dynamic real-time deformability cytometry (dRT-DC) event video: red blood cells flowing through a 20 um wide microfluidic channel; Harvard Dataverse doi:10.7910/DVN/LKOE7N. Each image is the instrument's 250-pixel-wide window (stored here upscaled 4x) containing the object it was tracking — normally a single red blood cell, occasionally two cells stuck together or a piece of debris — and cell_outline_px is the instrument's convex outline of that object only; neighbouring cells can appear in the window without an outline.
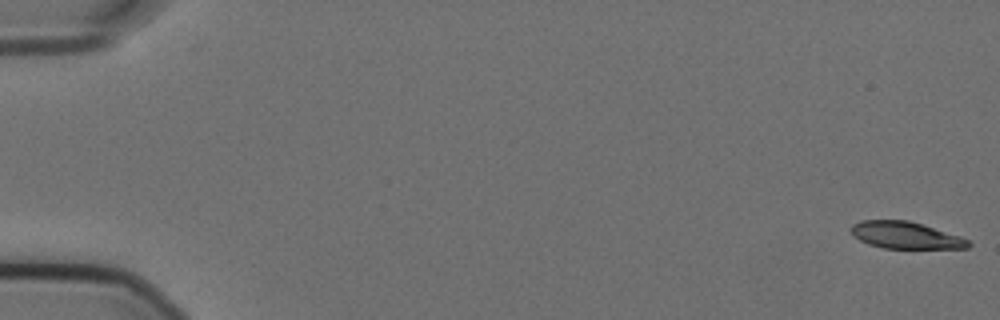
{"species": "Egyptian fruit bat (a non-hibernating species)", "species_latin": "Rousettus aegyptiacus", "temperature_condition": "cold", "stored_images_in_passage": 57, "camera_frame_rate_fps": 3000, "um_per_image_px": 0.085, "animal": {"sex": "female"}, "frame": {"image": 1, "passage_image": 1, "time_ms": 0.0, "image_size_px": [1000, 320], "cell_outline_px": [[972, 244], [968, 248], [884, 248], [868, 244], [860, 240], [848, 228], [852, 224], [860, 220], [908, 220], [960, 236], [968, 240]], "centroid_in_image_um": [76.95, 19.99], "position_along_channel_um": 8.0, "area_um2": 18.26}}
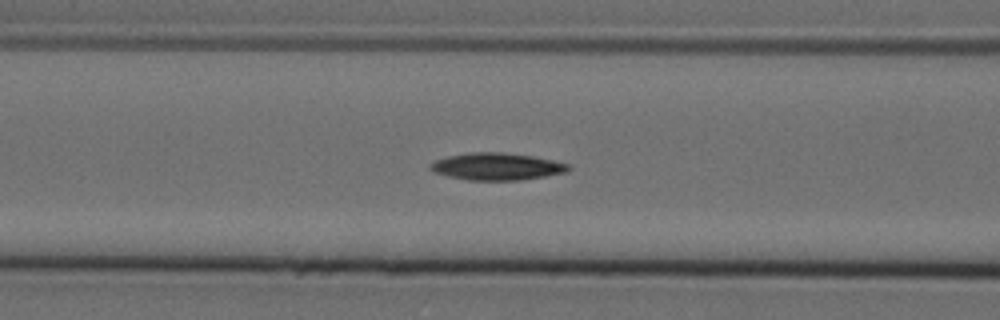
{"frame": {"image": 2, "passage_image": 24, "time_ms": 7.667, "image_size_px": [1000, 320], "cell_outline_px": [[572, 168], [568, 172], [520, 180], [468, 180], [448, 176], [432, 172], [428, 168], [428, 164], [436, 160], [448, 156], [468, 152], [504, 152], [532, 156], [552, 160], [568, 164]], "centroid_in_image_um": [42.2, 14.15], "position_along_channel_um": 124.4, "area_um2": 21.96}}
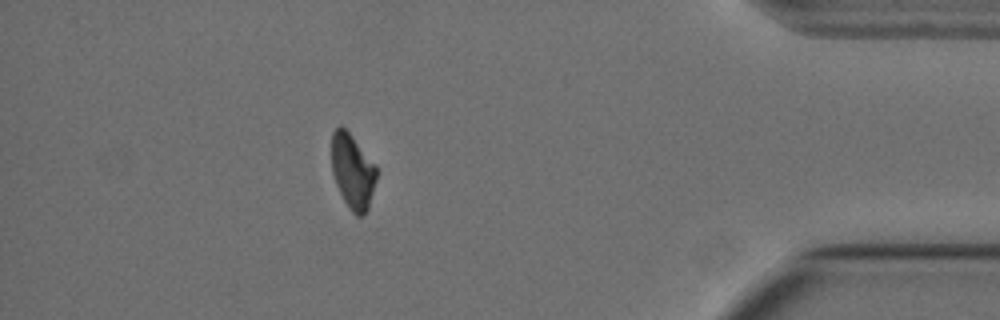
{"frame": {"image": 3, "passage_image": 51, "time_ms": 16.667, "image_size_px": [1000, 320], "cell_outline_px": [[376, 180], [368, 208], [360, 216], [356, 216], [352, 212], [344, 200], [336, 184], [332, 172], [332, 132], [340, 124], [352, 136], [376, 164]], "centroid_in_image_um": [29.97, 14.54], "position_along_channel_um": 405.2, "area_um2": 19.36}, "authors_computed_cell_mechanics": {"area_um2": 20.7502, "velocity_mm_per_s": 3.5796, "shape_relaxation_time_tau1_ms": 7.3776, "shape_relaxation_time_tau2_ms": null, "deformation_change_tau1": 0.1738, "deformation_change_tau2": null}}